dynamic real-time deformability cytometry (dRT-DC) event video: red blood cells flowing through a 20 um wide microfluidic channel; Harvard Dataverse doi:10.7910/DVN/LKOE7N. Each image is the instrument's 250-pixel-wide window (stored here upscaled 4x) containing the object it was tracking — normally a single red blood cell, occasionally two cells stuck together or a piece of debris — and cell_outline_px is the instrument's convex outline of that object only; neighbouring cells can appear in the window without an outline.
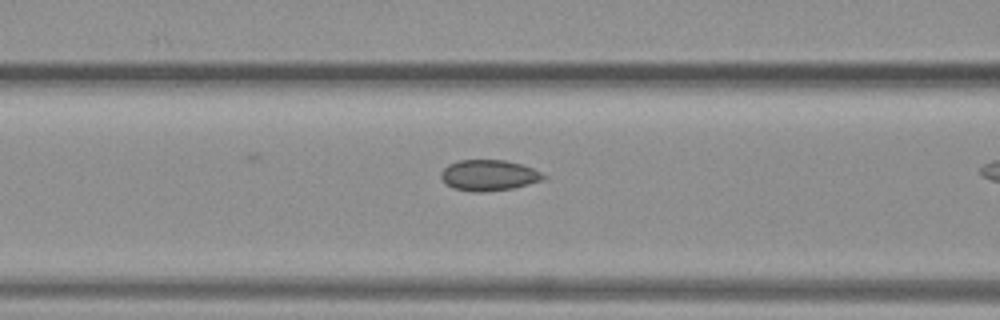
{"species": "common noctule bat (a hibernating species)", "species_latin": "Nyctalus noctula", "temperature_condition": "warm", "stored_images_in_passage": 32, "camera_frame_rate_fps": 3000, "um_per_image_px": 0.085, "animal": {"sex": "female", "body_mass_g": 19.3, "forearm_length_mm": 54.1}, "frame": {"image": 1, "passage_image": 14, "time_ms": 4.333, "image_size_px": [1000, 320], "cell_outline_px": [[548, 176], [544, 180], [512, 188], [484, 192], [472, 192], [452, 188], [444, 184], [440, 176], [440, 172], [448, 164], [460, 160], [504, 160], [520, 164], [532, 168]], "centroid_in_image_um": [41.51, 14.91], "position_along_channel_um": 125.1, "area_um2": 18.55}}
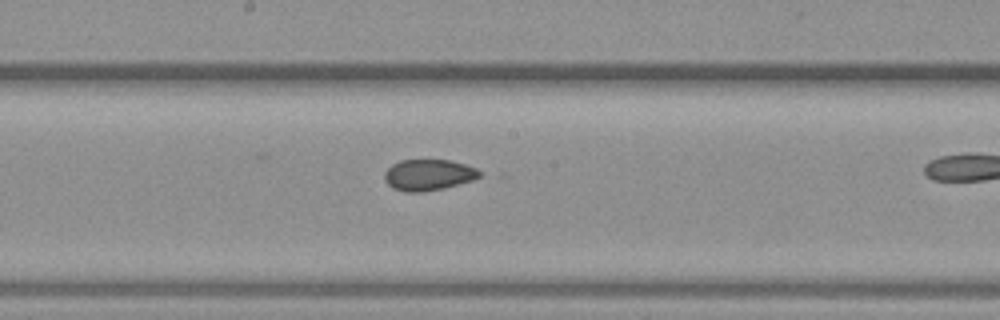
{"frame": {"image": 2, "passage_image": 20, "time_ms": 6.333, "image_size_px": [1000, 320], "cell_outline_px": [[480, 176], [472, 180], [444, 188], [424, 192], [404, 192], [392, 188], [384, 180], [384, 172], [392, 164], [400, 160], [452, 160], [476, 168], [480, 172]], "centroid_in_image_um": [36.38, 14.87], "position_along_channel_um": 211.8, "area_um2": 17.28}}
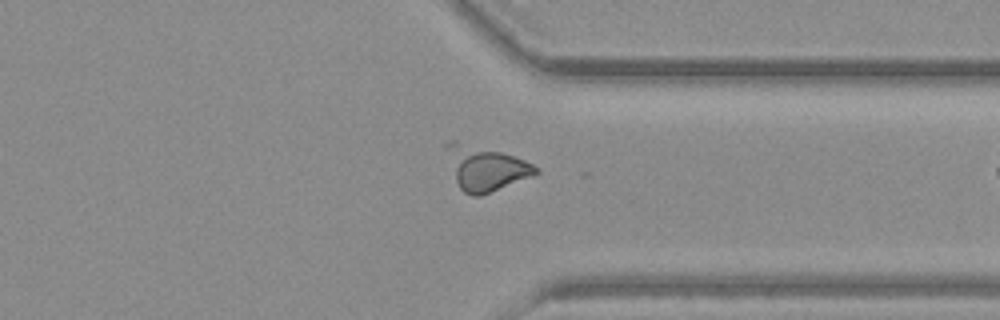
{"frame": {"image": 3, "passage_image": 31, "time_ms": 10.0, "image_size_px": [1000, 320], "cell_outline_px": [[540, 172], [532, 176], [480, 196], [472, 196], [464, 192], [460, 188], [456, 180], [456, 168], [464, 152], [500, 152], [516, 156], [540, 168]], "centroid_in_image_um": [41.74, 14.6], "position_along_channel_um": 369.7, "area_um2": 18.61}}